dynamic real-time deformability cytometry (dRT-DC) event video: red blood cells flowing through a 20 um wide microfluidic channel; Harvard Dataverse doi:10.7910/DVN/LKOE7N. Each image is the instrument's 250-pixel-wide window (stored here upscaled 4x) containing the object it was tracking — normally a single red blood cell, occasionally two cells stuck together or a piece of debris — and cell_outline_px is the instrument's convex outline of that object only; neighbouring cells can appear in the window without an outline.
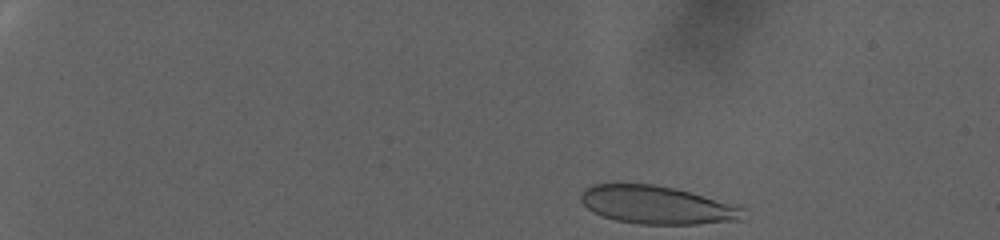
{"species": "human", "species_latin": "Homo sapiens", "temperature_condition": "warm", "stored_images_in_passage": 77, "camera_frame_rate_fps": 3000, "um_per_image_px": 0.085, "donor": {"sex": "female"}, "frame": {"image": 1, "passage_image": 2, "time_ms": 0.333, "image_size_px": [1000, 240], "cell_outline_px": [[744, 208], [740, 220], [696, 224], [640, 224], [616, 220], [592, 212], [580, 200], [580, 192], [584, 188], [592, 184], [652, 184], [676, 188], [740, 204]], "centroid_in_image_um": [55.87, 17.41], "position_along_channel_um": 29.1, "area_um2": 36.36}}
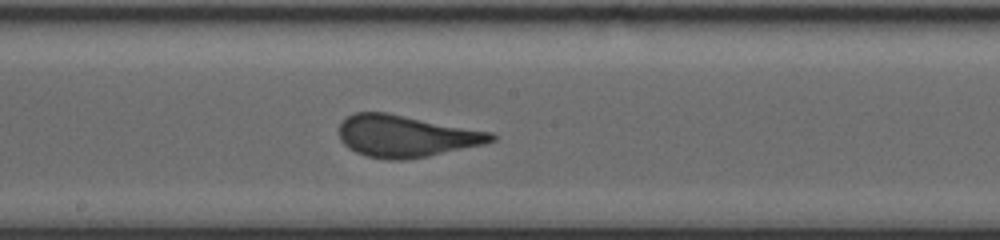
{"frame": {"image": 2, "passage_image": 42, "time_ms": 13.667, "image_size_px": [1000, 240], "cell_outline_px": [[496, 140], [484, 144], [428, 156], [404, 160], [388, 160], [368, 156], [356, 152], [348, 148], [340, 140], [340, 124], [348, 116], [356, 112], [388, 112], [492, 132], [496, 136]], "centroid_in_image_um": [34.52, 11.56], "position_along_channel_um": 213.7, "area_um2": 37.11}}
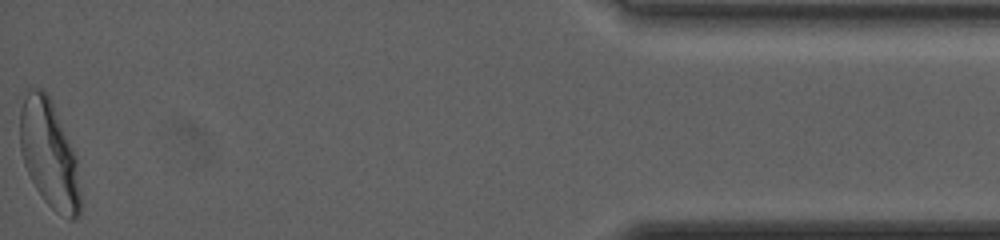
{"frame": {"image": 3, "passage_image": 77, "time_ms": 25.333, "image_size_px": [1000, 240], "cell_outline_px": [[80, 216], [72, 220], [68, 220], [56, 212], [44, 200], [36, 188], [24, 164], [20, 152], [20, 108], [24, 88], [44, 88], [48, 92], [52, 100], [76, 156], [80, 192]], "centroid_in_image_um": [4.16, 13.04], "position_along_channel_um": 431.0, "area_um2": 38.44}, "authors_computed_cell_mechanics": {"area_um2": 36.6452, "velocity_mm_per_s": 2.4123, "shape_relaxation_time_tau1_ms": 8.0208, "shape_relaxation_time_tau2_ms": null, "deformation_change_tau1": 0.2223, "deformation_change_tau2": null}}